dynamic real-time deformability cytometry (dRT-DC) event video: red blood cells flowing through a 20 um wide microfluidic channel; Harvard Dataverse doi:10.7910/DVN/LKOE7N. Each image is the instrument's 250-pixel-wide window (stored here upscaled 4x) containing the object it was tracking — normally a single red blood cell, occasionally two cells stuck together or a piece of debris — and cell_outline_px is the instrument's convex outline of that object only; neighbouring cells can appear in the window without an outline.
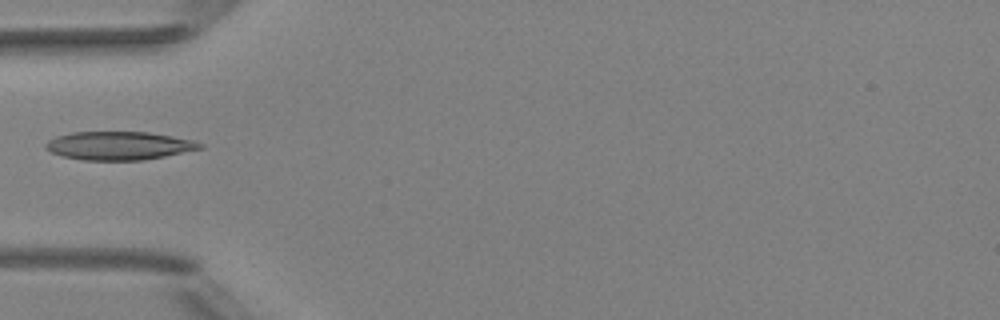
{"species": "Egyptian fruit bat (a non-hibernating species)", "species_latin": "Rousettus aegyptiacus", "temperature_condition": "room temperature", "stored_images_in_passage": 2, "camera_frame_rate_fps": 3000, "um_per_image_px": 0.085, "animal": {"sex": "female"}, "frame": {"image": 1, "passage_image": 1, "time_ms": 0.0, "image_size_px": [1000, 320], "cell_outline_px": [[204, 148], [144, 160], [84, 160], [64, 156], [52, 152], [44, 148], [44, 144], [48, 140], [56, 136], [72, 132], [148, 132], [196, 140], [204, 144]], "centroid_in_image_um": [10.14, 12.38], "position_along_channel_um": 74.9, "area_um2": 25.55}}
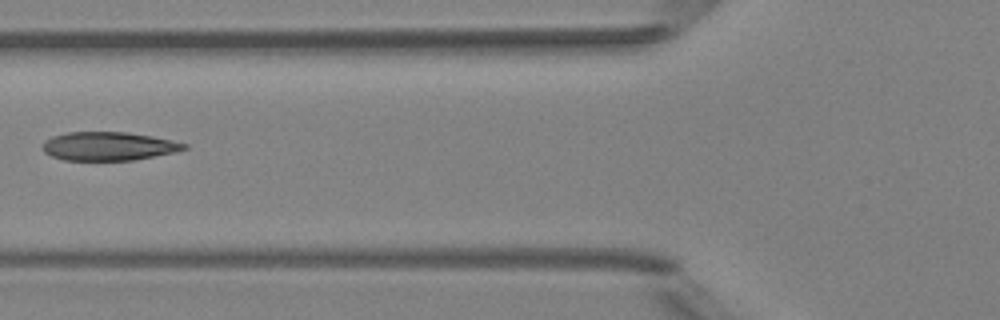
{"frame": {"image": 2, "passage_image": 2, "time_ms": 1.0, "image_size_px": [1000, 320], "cell_outline_px": [[188, 148], [176, 152], [132, 160], [64, 160], [52, 156], [44, 152], [40, 148], [44, 140], [52, 136], [68, 132], [128, 132], [152, 136], [188, 144]], "centroid_in_image_um": [9.2, 12.42], "position_along_channel_um": 116.6, "area_um2": 23.64}}